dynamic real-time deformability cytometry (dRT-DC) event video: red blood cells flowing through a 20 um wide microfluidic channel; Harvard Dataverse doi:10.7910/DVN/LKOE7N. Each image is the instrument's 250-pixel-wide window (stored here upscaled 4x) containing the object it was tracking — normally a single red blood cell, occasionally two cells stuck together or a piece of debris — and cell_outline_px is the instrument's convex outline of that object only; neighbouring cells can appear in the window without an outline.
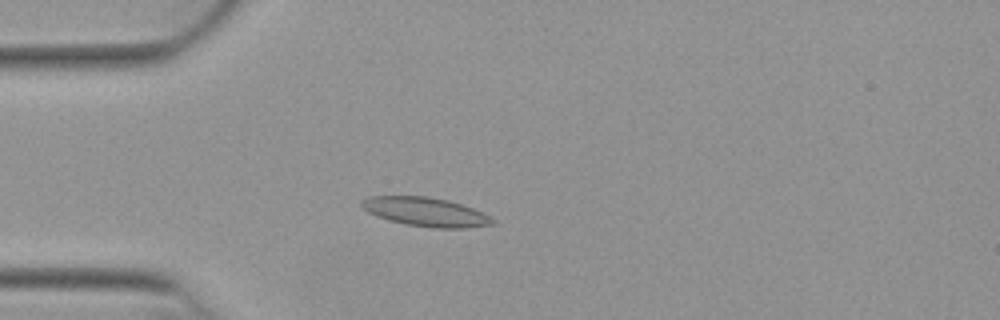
{"species": "Egyptian fruit bat (a non-hibernating species)", "species_latin": "Rousettus aegyptiacus", "temperature_condition": "warm", "stored_images_in_passage": 45, "camera_frame_rate_fps": 3000, "um_per_image_px": 0.085, "animal": {"sex": "female"}, "frame": {"image": 1, "passage_image": 7, "time_ms": 2.0, "image_size_px": [1000, 320], "cell_outline_px": [[496, 224], [468, 228], [432, 228], [408, 224], [388, 220], [376, 216], [368, 212], [360, 204], [360, 200], [368, 196], [428, 196], [448, 200], [472, 208], [496, 220]], "centroid_in_image_um": [36.17, 18.01], "position_along_channel_um": 48.8, "area_um2": 22.08}}
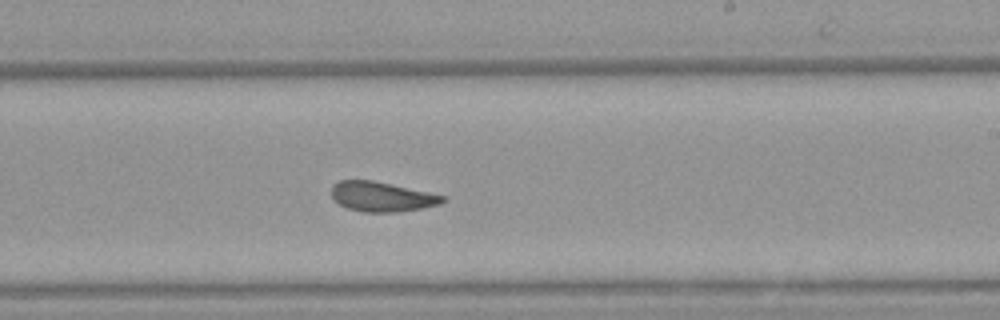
{"frame": {"image": 2, "passage_image": 24, "time_ms": 7.667, "image_size_px": [1000, 320], "cell_outline_px": [[444, 200], [440, 204], [420, 208], [396, 212], [364, 212], [348, 208], [340, 204], [332, 196], [332, 184], [340, 180], [372, 180], [392, 184], [428, 192], [444, 196]], "centroid_in_image_um": [32.42, 16.71], "position_along_channel_um": 256.6, "area_um2": 19.02}}
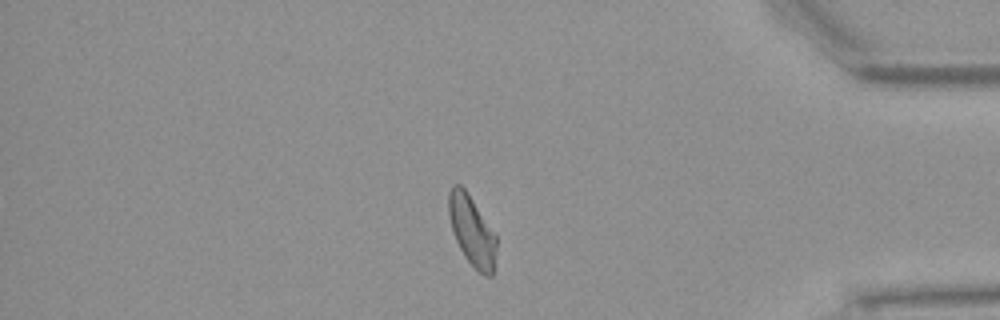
{"frame": {"image": 3, "passage_image": 37, "time_ms": 12.0, "image_size_px": [1000, 320], "cell_outline_px": [[496, 248], [492, 276], [484, 276], [464, 256], [456, 240], [452, 228], [448, 212], [448, 192], [452, 184], [460, 184], [464, 188], [496, 236]], "centroid_in_image_um": [40.09, 19.6], "position_along_channel_um": 395.1, "area_um2": 18.96}, "authors_computed_cell_mechanics": {"area_um2": 19.7676, "velocity_mm_per_s": 3.9152, "shape_relaxation_time_tau1_ms": null, "shape_relaxation_time_tau2_ms": 2.1328, "deformation_change_tau1": null, "deformation_change_tau2": 0.0943}}